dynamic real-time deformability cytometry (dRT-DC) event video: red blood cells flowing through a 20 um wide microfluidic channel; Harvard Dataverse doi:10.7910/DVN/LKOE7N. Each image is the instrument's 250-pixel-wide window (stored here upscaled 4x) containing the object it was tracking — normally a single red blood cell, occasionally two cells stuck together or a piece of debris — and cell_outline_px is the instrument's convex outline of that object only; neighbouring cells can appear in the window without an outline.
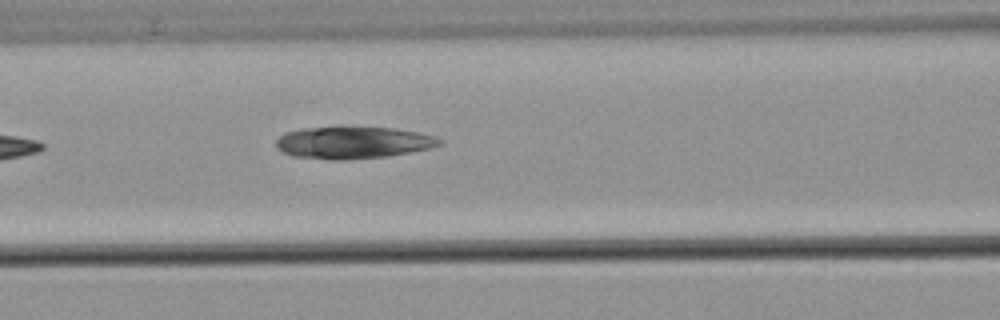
{"species": "common noctule bat (a hibernating species)", "species_latin": "Nyctalus noctula", "temperature_condition": "warm", "stored_images_in_passage": 6, "camera_frame_rate_fps": 3000, "um_per_image_px": 0.085, "animal": {"sex": "male", "body_mass_g": 21.5, "forearm_length_mm": 52.0}, "frame": {"image": 1, "passage_image": 6, "time_ms": 7.0, "image_size_px": [1000, 320], "cell_outline_px": [[444, 144], [428, 148], [388, 156], [348, 160], [332, 160], [292, 156], [276, 148], [276, 140], [284, 132], [300, 128], [396, 128], [416, 132], [432, 136], [444, 140]], "centroid_in_image_um": [29.98, 12.13], "position_along_channel_um": 136.6, "area_um2": 30.29}}